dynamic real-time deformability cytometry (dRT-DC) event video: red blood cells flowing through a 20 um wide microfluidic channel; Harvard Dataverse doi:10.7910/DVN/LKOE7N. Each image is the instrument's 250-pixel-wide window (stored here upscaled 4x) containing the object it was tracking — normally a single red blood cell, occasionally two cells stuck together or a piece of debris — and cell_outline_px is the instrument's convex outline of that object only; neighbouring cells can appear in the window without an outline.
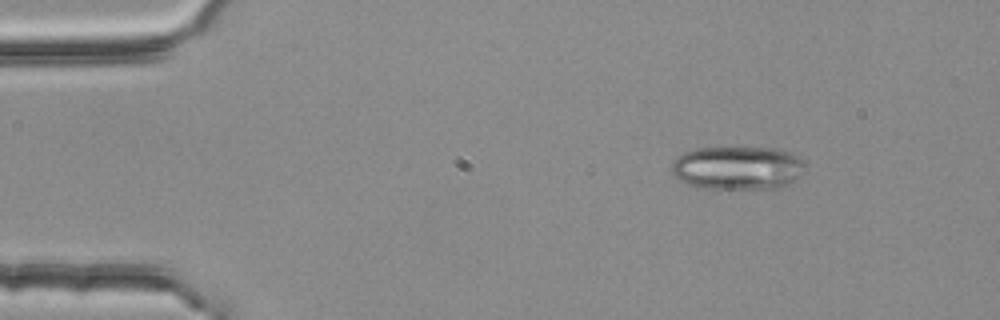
{"species": "common noctule bat (a hibernating species)", "species_latin": "Nyctalus noctula", "temperature_condition": "room temperature", "stored_images_in_passage": 2, "camera_frame_rate_fps": 3000, "um_per_image_px": 0.085, "animal": {"sex": "female", "body_mass_g": 25.1}, "frame": {"image": 1, "passage_image": 1, "time_ms": 0.0, "image_size_px": [1000, 320], "cell_outline_px": [[804, 164], [796, 180], [792, 184], [780, 188], [700, 188], [688, 184], [680, 180], [672, 172], [672, 164], [684, 152], [696, 148], [776, 148], [788, 152], [804, 160]], "centroid_in_image_um": [62.71, 14.28], "position_along_channel_um": 22.3, "area_um2": 33.52}}